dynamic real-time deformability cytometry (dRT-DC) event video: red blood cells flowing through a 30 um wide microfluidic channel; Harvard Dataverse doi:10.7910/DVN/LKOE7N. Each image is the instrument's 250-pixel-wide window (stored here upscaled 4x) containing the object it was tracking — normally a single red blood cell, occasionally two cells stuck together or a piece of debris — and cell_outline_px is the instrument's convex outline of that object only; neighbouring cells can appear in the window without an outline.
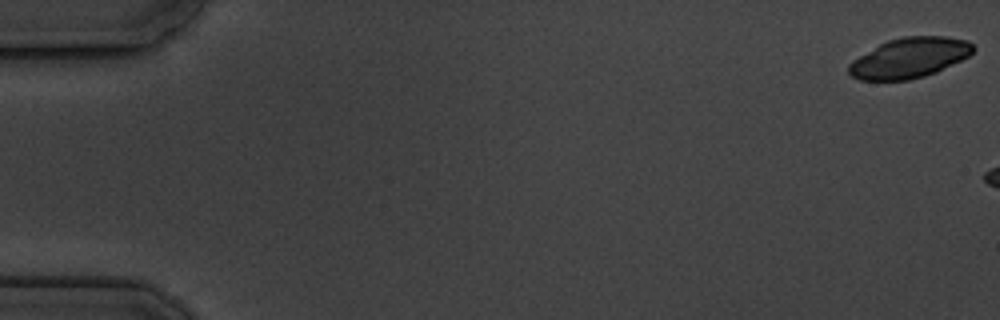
{"species": "common noctule bat (a hibernating species)", "species_latin": "Nyctalus noctula", "temperature_condition": "cold", "stored_images_in_passage": 3, "camera_frame_rate_fps": 3000, "um_per_image_px": 0.085, "animal": {"sex": "male", "body_mass_g": 19.5, "forearm_length_mm": 54.6}, "frame": {"image": 1, "passage_image": 1, "time_ms": 0.0, "image_size_px": [1000, 320], "cell_outline_px": [[976, 48], [968, 56], [936, 72], [924, 76], [908, 80], [860, 80], [852, 76], [848, 72], [848, 64], [852, 60], [880, 44], [888, 40], [904, 36], [948, 36], [968, 40]], "centroid_in_image_um": [77.3, 4.91], "position_along_channel_um": 7.7, "area_um2": 29.02}}